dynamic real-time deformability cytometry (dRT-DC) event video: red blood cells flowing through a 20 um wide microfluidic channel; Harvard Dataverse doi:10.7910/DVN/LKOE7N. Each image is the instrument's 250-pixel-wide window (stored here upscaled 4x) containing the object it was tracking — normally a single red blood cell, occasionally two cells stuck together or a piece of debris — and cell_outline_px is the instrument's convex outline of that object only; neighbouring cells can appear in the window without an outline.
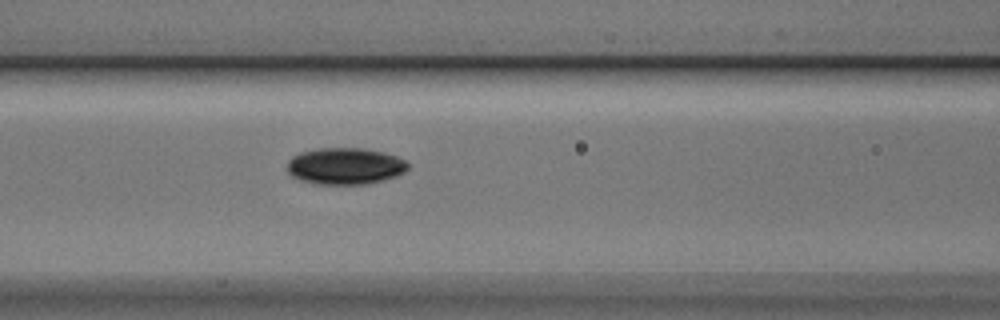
{"species": "Egyptian fruit bat (a non-hibernating species)", "species_latin": "Rousettus aegyptiacus", "temperature_condition": "cold", "stored_images_in_passage": 9, "camera_frame_rate_fps": 3000, "um_per_image_px": 0.085, "animal": {"sex": "male"}, "frame": {"image": 1, "passage_image": 9, "time_ms": 2.667, "image_size_px": [1000, 320], "cell_outline_px": [[408, 168], [404, 172], [396, 176], [384, 180], [368, 184], [316, 184], [300, 180], [292, 176], [288, 172], [288, 160], [292, 156], [300, 152], [316, 148], [364, 148], [384, 152], [396, 156], [404, 160], [408, 164]], "centroid_in_image_um": [29.33, 14.11], "position_along_channel_um": 137.3, "area_um2": 25.95}}